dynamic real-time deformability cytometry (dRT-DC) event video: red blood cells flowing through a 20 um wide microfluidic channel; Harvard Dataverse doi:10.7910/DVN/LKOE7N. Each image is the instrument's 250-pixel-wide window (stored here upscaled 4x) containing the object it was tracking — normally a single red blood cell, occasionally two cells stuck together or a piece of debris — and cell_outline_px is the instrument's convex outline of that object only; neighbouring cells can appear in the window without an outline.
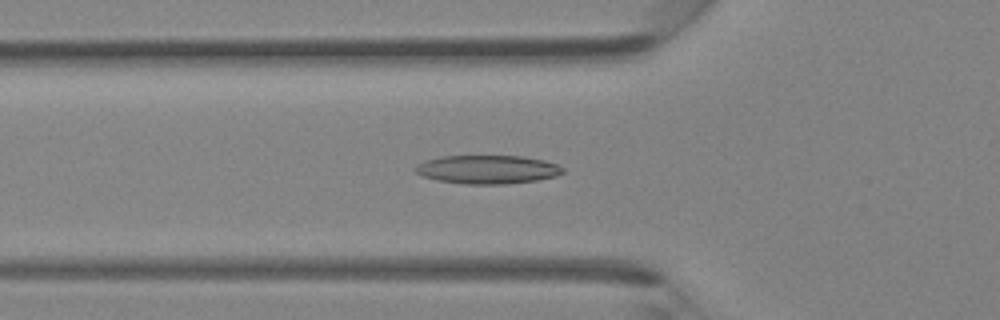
{"species": "Egyptian fruit bat (a non-hibernating species)", "species_latin": "Rousettus aegyptiacus", "temperature_condition": "room temperature", "stored_images_in_passage": 39, "camera_frame_rate_fps": 3000, "um_per_image_px": 0.085, "animal": {"sex": "female"}, "frame": {"image": 1, "passage_image": 13, "time_ms": 4.0, "image_size_px": [1000, 320], "cell_outline_px": [[564, 172], [556, 176], [536, 180], [504, 184], [464, 184], [436, 180], [420, 176], [412, 168], [416, 164], [424, 160], [440, 156], [520, 156], [544, 160], [556, 164], [564, 168]], "centroid_in_image_um": [41.37, 14.4], "position_along_channel_um": 84.4, "area_um2": 24.74}}
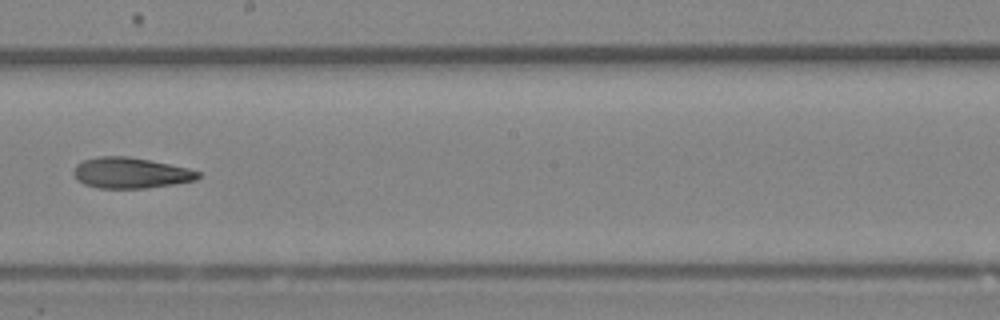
{"frame": {"image": 2, "passage_image": 22, "time_ms": 7.0, "image_size_px": [1000, 320], "cell_outline_px": [[200, 176], [196, 180], [148, 188], [96, 188], [84, 184], [76, 180], [72, 172], [76, 164], [84, 160], [96, 156], [128, 156], [188, 168], [200, 172]], "centroid_in_image_um": [11.05, 14.7], "position_along_channel_um": 237.1, "area_um2": 22.37}}
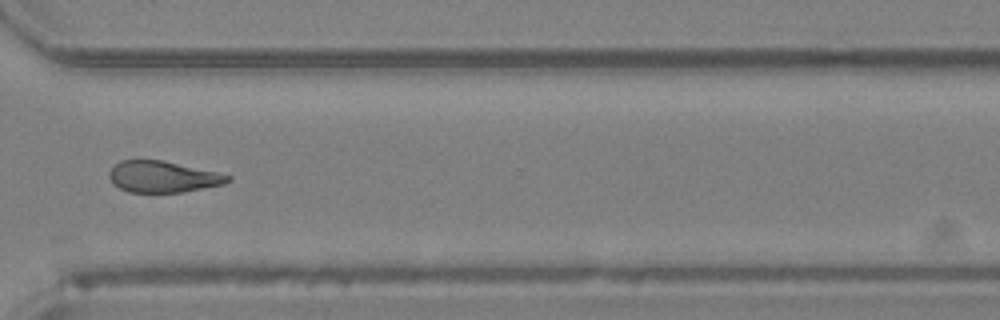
{"frame": {"image": 3, "passage_image": 29, "time_ms": 9.333, "image_size_px": [1000, 320], "cell_outline_px": [[232, 180], [224, 184], [180, 192], [128, 192], [112, 184], [108, 176], [108, 172], [120, 160], [164, 160], [216, 172], [232, 176]], "centroid_in_image_um": [13.82, 15.02], "position_along_channel_um": 356.8, "area_um2": 21.62}}